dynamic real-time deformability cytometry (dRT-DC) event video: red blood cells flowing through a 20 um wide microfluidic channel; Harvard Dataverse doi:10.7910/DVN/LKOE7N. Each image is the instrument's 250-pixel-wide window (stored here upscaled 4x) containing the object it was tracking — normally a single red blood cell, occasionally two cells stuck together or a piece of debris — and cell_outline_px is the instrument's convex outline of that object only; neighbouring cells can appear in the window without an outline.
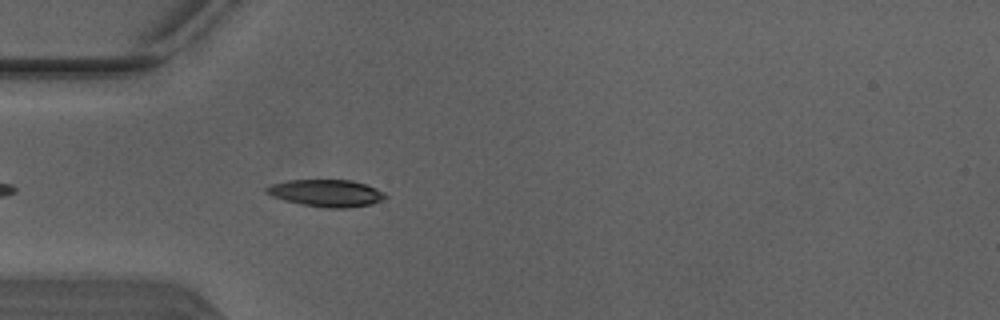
{"species": "Egyptian fruit bat (a non-hibernating species)", "species_latin": "Rousettus aegyptiacus", "temperature_condition": "warm", "stored_images_in_passage": 1, "camera_frame_rate_fps": 3000, "um_per_image_px": 0.085, "animal": {"sex": "male"}, "frame": {"image": 1, "passage_image": 1, "time_ms": 0.0, "image_size_px": [1000, 320], "cell_outline_px": [[388, 196], [384, 200], [368, 204], [348, 208], [328, 208], [300, 204], [284, 200], [272, 196], [264, 192], [264, 188], [272, 184], [288, 180], [352, 180], [376, 188], [384, 192]], "centroid_in_image_um": [27.73, 16.41], "position_along_channel_um": 57.3, "area_um2": 18.79}}